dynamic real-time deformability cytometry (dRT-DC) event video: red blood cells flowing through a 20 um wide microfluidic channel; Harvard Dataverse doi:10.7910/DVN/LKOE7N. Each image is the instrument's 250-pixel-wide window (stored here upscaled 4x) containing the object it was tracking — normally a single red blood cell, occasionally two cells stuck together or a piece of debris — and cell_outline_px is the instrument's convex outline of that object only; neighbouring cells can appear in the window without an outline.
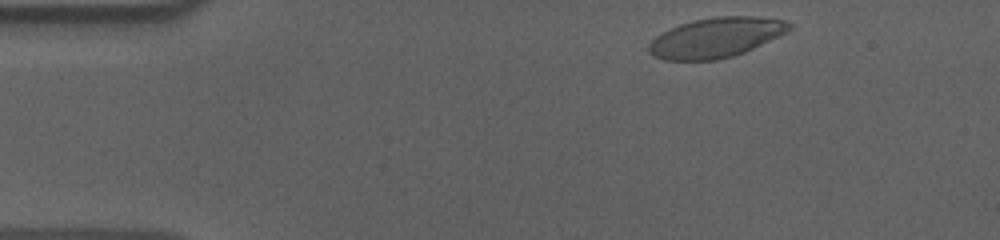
{"species": "human", "species_latin": "Homo sapiens", "temperature_condition": "cold", "stored_images_in_passage": 50, "camera_frame_rate_fps": 3000, "um_per_image_px": 0.085, "donor": {"sex": "male"}, "frame": {"image": 1, "passage_image": 2, "time_ms": 0.333, "image_size_px": [1000, 240], "cell_outline_px": [[792, 28], [788, 32], [780, 36], [744, 52], [732, 56], [716, 60], [664, 60], [652, 56], [648, 52], [648, 44], [656, 36], [680, 24], [692, 20], [716, 16], [752, 16], [784, 20], [792, 24]], "centroid_in_image_um": [60.86, 3.19], "position_along_channel_um": 24.1, "area_um2": 32.66}}
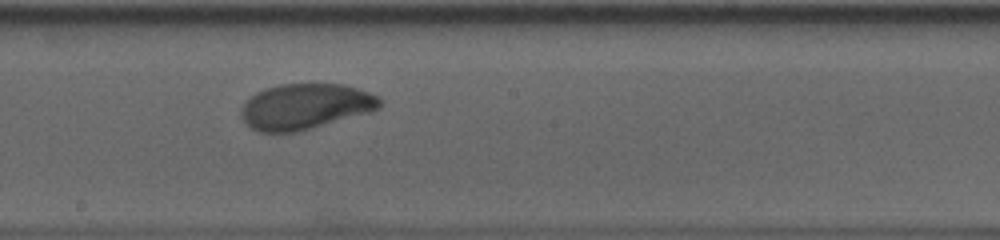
{"frame": {"image": 2, "passage_image": 25, "time_ms": 8.0, "image_size_px": [1000, 240], "cell_outline_px": [[384, 100], [380, 108], [372, 112], [296, 132], [260, 132], [244, 124], [240, 116], [240, 108], [256, 92], [264, 88], [280, 84], [344, 84], [368, 92]], "centroid_in_image_um": [25.95, 9.05], "position_along_channel_um": 222.3, "area_um2": 37.05}}
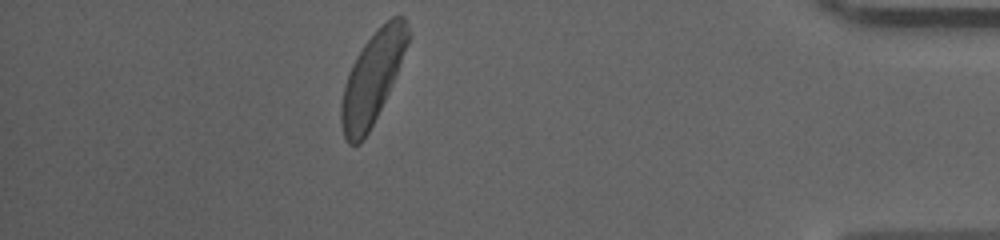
{"frame": {"image": 3, "passage_image": 44, "time_ms": 14.333, "image_size_px": [1000, 240], "cell_outline_px": [[408, 44], [392, 84], [364, 140], [360, 144], [348, 144], [344, 136], [340, 124], [340, 104], [344, 84], [348, 72], [356, 56], [364, 44], [392, 16], [404, 16], [408, 24]], "centroid_in_image_um": [31.62, 6.67], "position_along_channel_um": 403.6, "area_um2": 34.85}, "authors_computed_cell_mechanics": {"area_um2": 35.6337, "velocity_mm_per_s": 3.5816, "shape_relaxation_time_tau1_ms": 2.6697, "shape_relaxation_time_tau2_ms": 2.1907, "deformation_change_tau1": 0.1416, "deformation_change_tau2": 0.061}}